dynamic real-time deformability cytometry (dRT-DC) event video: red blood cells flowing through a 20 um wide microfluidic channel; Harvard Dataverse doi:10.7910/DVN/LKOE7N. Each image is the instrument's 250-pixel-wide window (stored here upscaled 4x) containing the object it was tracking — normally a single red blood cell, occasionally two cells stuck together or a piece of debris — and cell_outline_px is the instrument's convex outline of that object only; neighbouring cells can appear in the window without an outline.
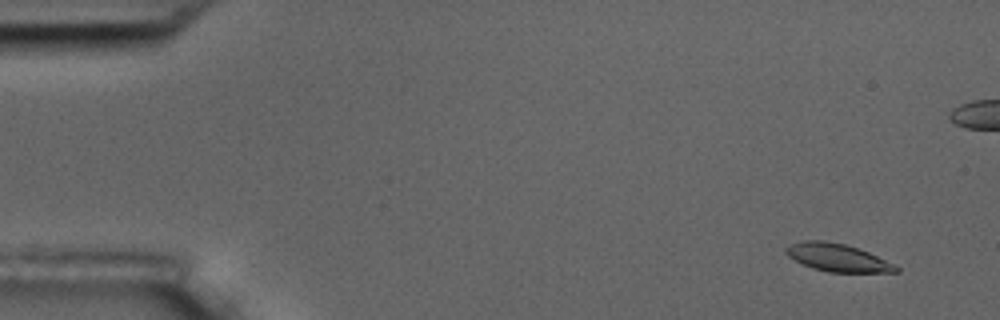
{"species": "common noctule bat (a hibernating species)", "species_latin": "Nyctalus noctula", "temperature_condition": "room temperature", "stored_images_in_passage": 11, "segment_of_instrument_passage": [1, 2], "camera_frame_rate_fps": 3000, "um_per_image_px": 0.085, "animal": {"sex": "male", "body_mass_g": 17.5, "forearm_length_mm": 52.3}, "frame": {"image": 1, "passage_image": 2, "time_ms": 1.0, "image_size_px": [1000, 320], "cell_outline_px": [[900, 272], [828, 272], [812, 268], [788, 256], [784, 252], [784, 248], [800, 240], [824, 240], [844, 244], [868, 252], [900, 268]], "centroid_in_image_um": [71.14, 21.89], "position_along_channel_um": 13.9, "area_um2": 17.57}}
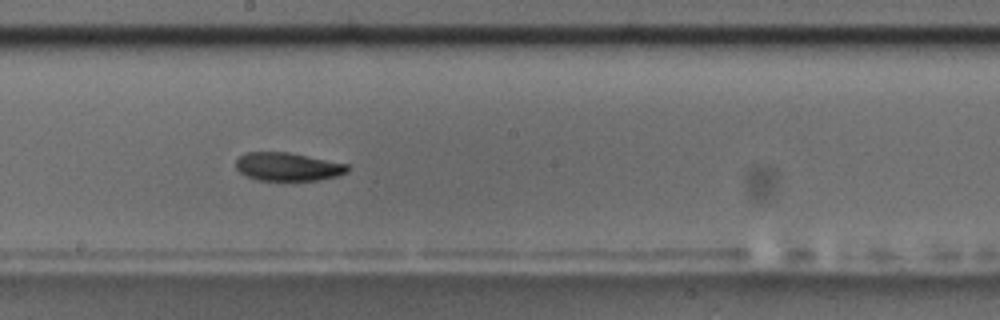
{"frame": {"image": 2, "passage_image": 10, "time_ms": 10.333, "image_size_px": [1000, 320], "cell_outline_px": [[348, 172], [336, 176], [320, 180], [260, 180], [248, 176], [240, 172], [236, 168], [236, 160], [244, 152], [288, 152], [348, 164]], "centroid_in_image_um": [24.46, 14.16], "position_along_channel_um": 223.7, "area_um2": 18.26}}